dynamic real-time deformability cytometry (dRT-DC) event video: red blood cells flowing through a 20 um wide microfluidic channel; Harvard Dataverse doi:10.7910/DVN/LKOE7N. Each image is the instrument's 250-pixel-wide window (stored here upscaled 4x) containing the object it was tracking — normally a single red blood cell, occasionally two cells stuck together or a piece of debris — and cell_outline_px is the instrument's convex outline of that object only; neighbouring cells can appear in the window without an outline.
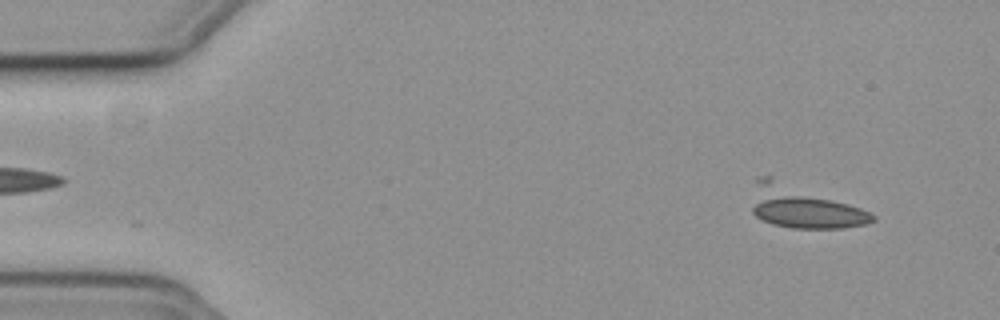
{"species": "common noctule bat (a hibernating species)", "species_latin": "Nyctalus noctula", "temperature_condition": "cold", "stored_images_in_passage": 18, "camera_frame_rate_fps": 3000, "um_per_image_px": 0.085, "animal": {"sex": "female", "body_mass_g": 19.3, "forearm_length_mm": 54.1}, "frame": {"image": 1, "passage_image": 2, "time_ms": 0.333, "image_size_px": [1000, 320], "cell_outline_px": [[876, 220], [864, 224], [840, 228], [792, 228], [772, 224], [756, 216], [752, 212], [752, 208], [756, 204], [772, 196], [804, 196], [832, 200], [848, 204], [860, 208], [876, 216]], "centroid_in_image_um": [68.88, 18.09], "position_along_channel_um": 16.1, "area_um2": 21.62}}
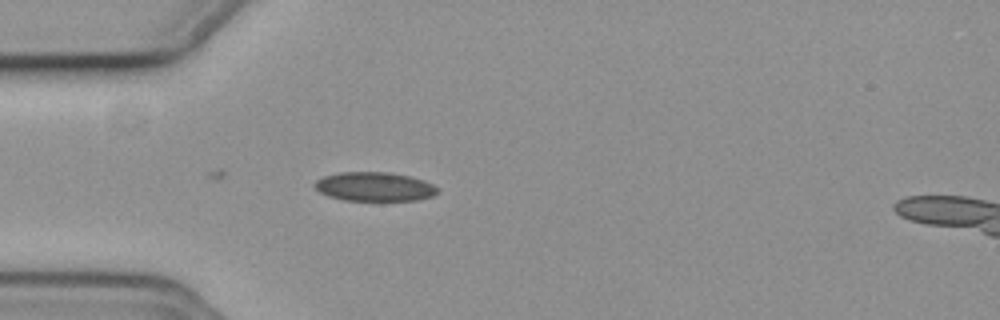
{"frame": {"image": 2, "passage_image": 13, "time_ms": 4.0, "image_size_px": [1000, 320], "cell_outline_px": [[440, 192], [432, 196], [416, 200], [344, 200], [328, 196], [320, 192], [312, 184], [316, 180], [324, 176], [340, 172], [388, 172], [412, 176], [424, 180], [440, 188]], "centroid_in_image_um": [31.86, 15.86], "position_along_channel_um": 53.1, "area_um2": 20.92}}